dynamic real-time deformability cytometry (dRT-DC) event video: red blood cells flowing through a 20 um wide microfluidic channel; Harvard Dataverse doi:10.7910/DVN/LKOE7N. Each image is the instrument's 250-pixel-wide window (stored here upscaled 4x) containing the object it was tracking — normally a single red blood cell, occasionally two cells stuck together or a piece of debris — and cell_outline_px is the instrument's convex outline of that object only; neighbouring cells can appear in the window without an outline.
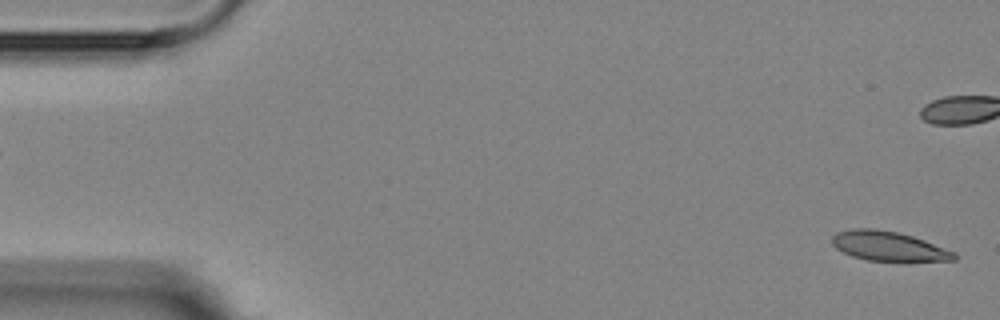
{"species": "Egyptian fruit bat (a non-hibernating species)", "species_latin": "Rousettus aegyptiacus", "temperature_condition": "room temperature", "stored_images_in_passage": 4, "segment_of_instrument_passage": [2, 2], "camera_frame_rate_fps": 3000, "um_per_image_px": 0.085, "animal": {"sex": "female"}, "frame": {"image": 1, "passage_image": 4, "time_ms": 5.0, "image_size_px": [1000, 320], "cell_outline_px": [[956, 260], [868, 260], [852, 256], [836, 248], [832, 244], [832, 236], [836, 232], [852, 228], [876, 228], [896, 232], [912, 236], [924, 240], [956, 252]], "centroid_in_image_um": [75.48, 20.9], "position_along_channel_um": 9.5, "area_um2": 20.69}}